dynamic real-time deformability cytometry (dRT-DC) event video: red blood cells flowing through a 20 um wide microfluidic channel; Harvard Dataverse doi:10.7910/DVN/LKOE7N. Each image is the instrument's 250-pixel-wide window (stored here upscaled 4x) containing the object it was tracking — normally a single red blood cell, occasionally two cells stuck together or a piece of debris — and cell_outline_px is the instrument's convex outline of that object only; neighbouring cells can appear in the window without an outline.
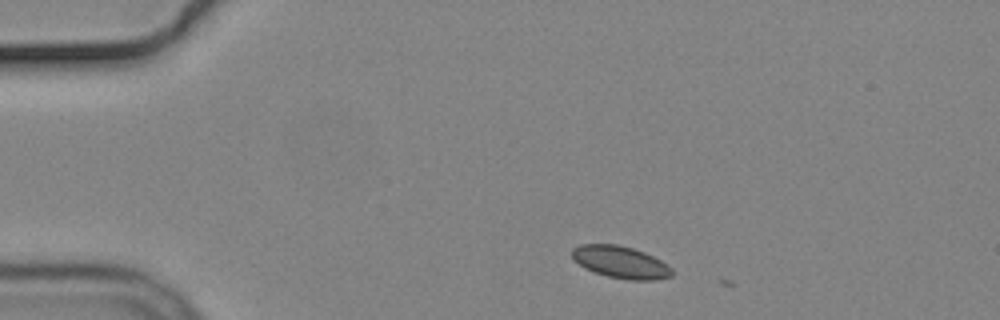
{"species": "common noctule bat (a hibernating species)", "species_latin": "Nyctalus noctula", "temperature_condition": "cold", "stored_images_in_passage": 2, "camera_frame_rate_fps": 3000, "um_per_image_px": 0.085, "animal": {"sex": "male", "body_mass_g": 19.2, "forearm_length_mm": 51.8}, "frame": {"image": 1, "passage_image": 1, "time_ms": 0.0, "image_size_px": [1000, 320], "cell_outline_px": [[672, 276], [656, 280], [628, 280], [608, 276], [584, 268], [572, 260], [572, 248], [580, 244], [616, 244], [632, 248], [644, 252], [668, 264], [672, 268]], "centroid_in_image_um": [52.74, 22.28], "position_along_channel_um": 32.3, "area_um2": 18.79}}